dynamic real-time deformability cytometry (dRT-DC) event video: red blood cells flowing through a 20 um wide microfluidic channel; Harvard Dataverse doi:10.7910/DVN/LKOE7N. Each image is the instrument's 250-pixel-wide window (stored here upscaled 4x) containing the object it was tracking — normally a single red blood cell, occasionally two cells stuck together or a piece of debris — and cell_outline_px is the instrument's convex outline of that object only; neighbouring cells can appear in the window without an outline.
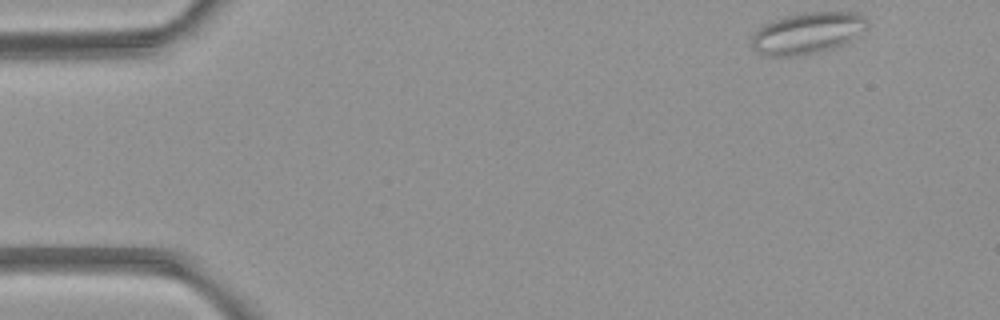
{"species": "common noctule bat (a hibernating species)", "species_latin": "Nyctalus noctula", "temperature_condition": "room temperature", "stored_images_in_passage": 3, "camera_frame_rate_fps": 3000, "um_per_image_px": 0.085, "animal": {"sex": "female", "body_mass_g": 21.9}, "frame": {"image": 1, "passage_image": 1, "time_ms": 0.0, "image_size_px": [1000, 320], "cell_outline_px": [[868, 28], [848, 40], [832, 48], [800, 56], [764, 56], [756, 52], [752, 48], [752, 36], [764, 24], [784, 16], [804, 12], [856, 12], [864, 16], [868, 24]], "centroid_in_image_um": [68.6, 2.81], "position_along_channel_um": 16.4, "area_um2": 27.74}}
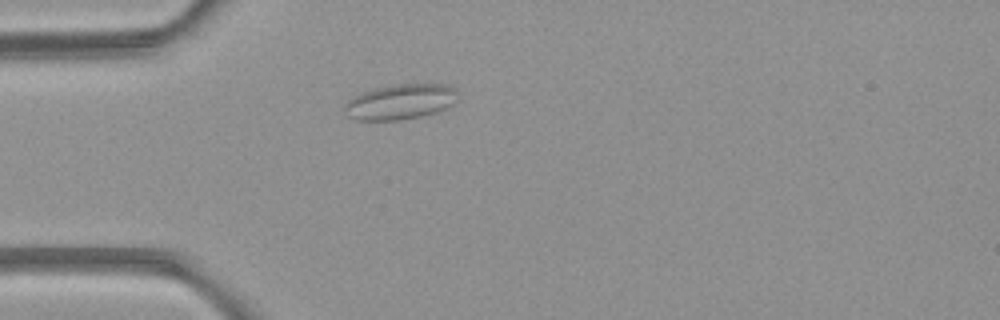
{"frame": {"image": 2, "passage_image": 3, "time_ms": 3.333, "image_size_px": [1000, 320], "cell_outline_px": [[460, 100], [436, 112], [420, 116], [396, 120], [356, 120], [348, 116], [344, 108], [344, 104], [352, 96], [376, 88], [392, 84], [444, 84], [456, 88]], "centroid_in_image_um": [34.05, 8.64], "position_along_channel_um": 51.0, "area_um2": 23.35}}